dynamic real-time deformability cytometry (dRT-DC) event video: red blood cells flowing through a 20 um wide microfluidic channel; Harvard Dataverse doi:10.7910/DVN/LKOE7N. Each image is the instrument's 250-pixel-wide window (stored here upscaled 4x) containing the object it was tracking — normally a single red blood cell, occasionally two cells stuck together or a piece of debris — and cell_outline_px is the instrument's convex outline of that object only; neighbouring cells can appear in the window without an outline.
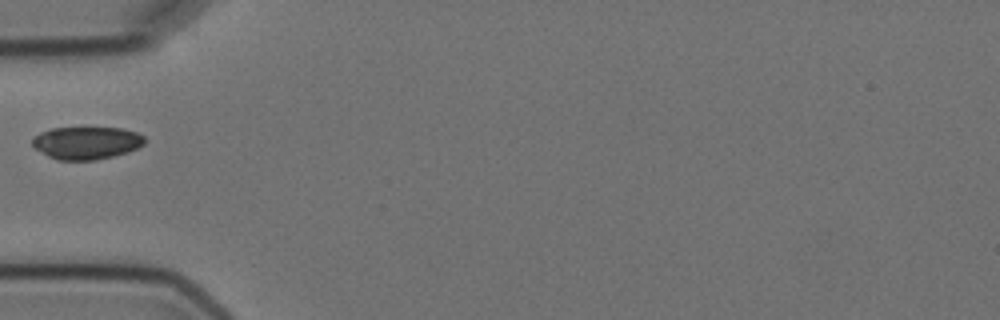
{"species": "Egyptian fruit bat (a non-hibernating species)", "species_latin": "Rousettus aegyptiacus", "temperature_condition": "cold", "stored_images_in_passage": 6, "camera_frame_rate_fps": 3000, "um_per_image_px": 0.085, "animal": {"sex": "female"}, "frame": {"image": 1, "passage_image": 5, "time_ms": 4.667, "image_size_px": [1000, 320], "cell_outline_px": [[144, 144], [128, 152], [112, 156], [92, 160], [56, 160], [48, 156], [36, 148], [32, 144], [32, 140], [40, 132], [52, 128], [120, 128], [136, 132], [144, 136]], "centroid_in_image_um": [7.35, 12.14], "position_along_channel_um": 77.7, "area_um2": 21.1}}
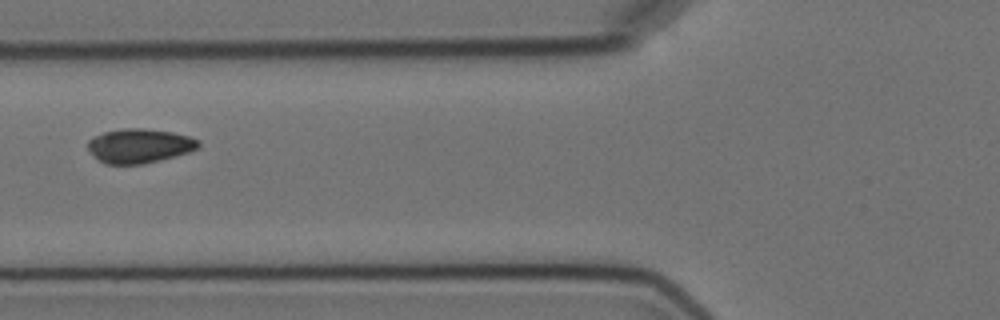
{"frame": {"image": 2, "passage_image": 6, "time_ms": 5.667, "image_size_px": [1000, 320], "cell_outline_px": [[200, 144], [196, 148], [188, 152], [176, 156], [144, 164], [104, 164], [88, 148], [88, 140], [104, 132], [124, 128], [140, 128], [172, 132], [188, 136], [200, 140]], "centroid_in_image_um": [11.87, 12.39], "position_along_channel_um": 113.9, "area_um2": 21.85}}